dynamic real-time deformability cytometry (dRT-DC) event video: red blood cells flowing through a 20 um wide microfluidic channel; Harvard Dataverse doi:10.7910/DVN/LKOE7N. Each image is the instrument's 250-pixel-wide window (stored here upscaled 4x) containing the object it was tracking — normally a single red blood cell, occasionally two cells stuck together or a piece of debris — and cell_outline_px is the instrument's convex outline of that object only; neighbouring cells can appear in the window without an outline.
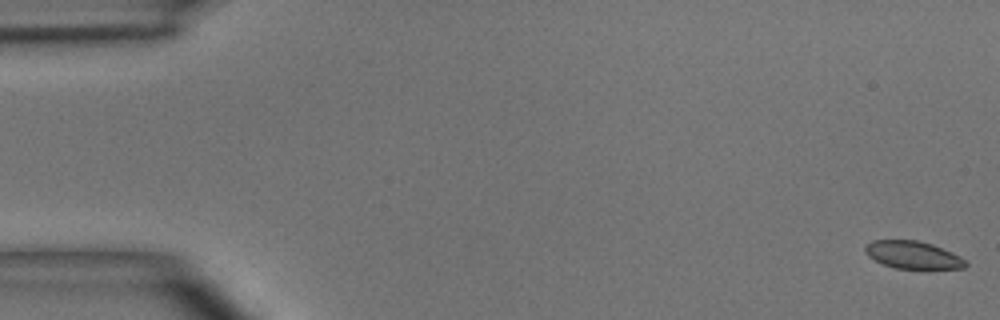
{"species": "common noctule bat (a hibernating species)", "species_latin": "Nyctalus noctula", "temperature_condition": "room temperature", "stored_images_in_passage": 6, "camera_frame_rate_fps": 3000, "um_per_image_px": 0.085, "animal": {"sex": "male", "body_mass_g": 15.6}, "frame": {"image": 1, "passage_image": 1, "time_ms": 0.0, "image_size_px": [1000, 320], "cell_outline_px": [[968, 264], [964, 268], [896, 268], [884, 264], [868, 256], [864, 252], [864, 248], [872, 240], [916, 240], [932, 244], [952, 252], [960, 256]], "centroid_in_image_um": [77.59, 21.65], "position_along_channel_um": 7.4, "area_um2": 15.9}}
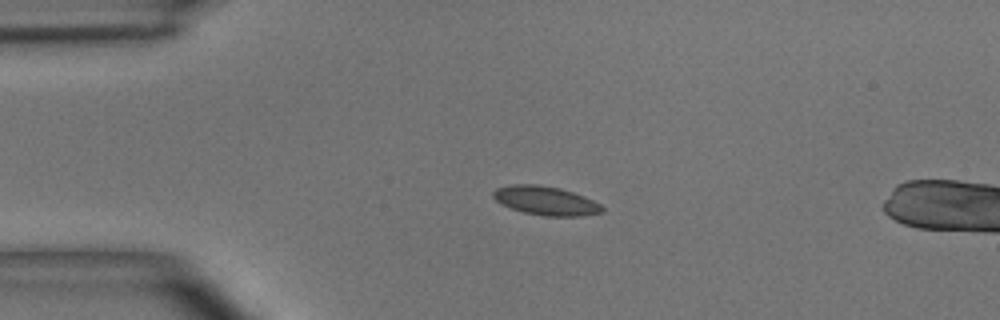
{"frame": {"image": 2, "passage_image": 4, "time_ms": 3.667, "image_size_px": [1000, 320], "cell_outline_px": [[604, 212], [580, 216], [544, 216], [524, 212], [500, 204], [492, 196], [492, 192], [496, 188], [512, 184], [536, 184], [560, 188], [584, 196], [600, 204], [604, 208]], "centroid_in_image_um": [46.37, 17.05], "position_along_channel_um": 38.6, "area_um2": 18.32}}